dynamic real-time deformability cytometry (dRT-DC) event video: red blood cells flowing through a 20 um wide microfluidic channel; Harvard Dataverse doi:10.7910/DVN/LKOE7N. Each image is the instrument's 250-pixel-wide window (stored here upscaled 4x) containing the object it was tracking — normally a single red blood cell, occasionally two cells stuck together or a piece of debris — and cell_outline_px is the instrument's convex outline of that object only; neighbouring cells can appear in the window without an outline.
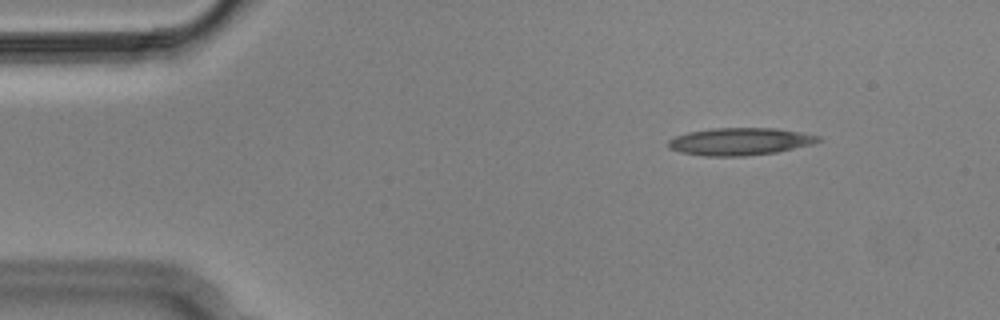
{"species": "Egyptian fruit bat (a non-hibernating species)", "species_latin": "Rousettus aegyptiacus", "temperature_condition": "cold", "stored_images_in_passage": 4, "camera_frame_rate_fps": 3000, "um_per_image_px": 0.085, "animal": {"sex": "male"}, "frame": {"image": 1, "passage_image": 2, "time_ms": 0.333, "image_size_px": [1000, 320], "cell_outline_px": [[824, 140], [812, 144], [776, 152], [744, 156], [704, 156], [680, 152], [668, 148], [668, 140], [676, 136], [688, 132], [712, 128], [776, 128], [800, 132], [820, 136]], "centroid_in_image_um": [62.89, 12.02], "position_along_channel_um": 22.1, "area_um2": 23.99}}